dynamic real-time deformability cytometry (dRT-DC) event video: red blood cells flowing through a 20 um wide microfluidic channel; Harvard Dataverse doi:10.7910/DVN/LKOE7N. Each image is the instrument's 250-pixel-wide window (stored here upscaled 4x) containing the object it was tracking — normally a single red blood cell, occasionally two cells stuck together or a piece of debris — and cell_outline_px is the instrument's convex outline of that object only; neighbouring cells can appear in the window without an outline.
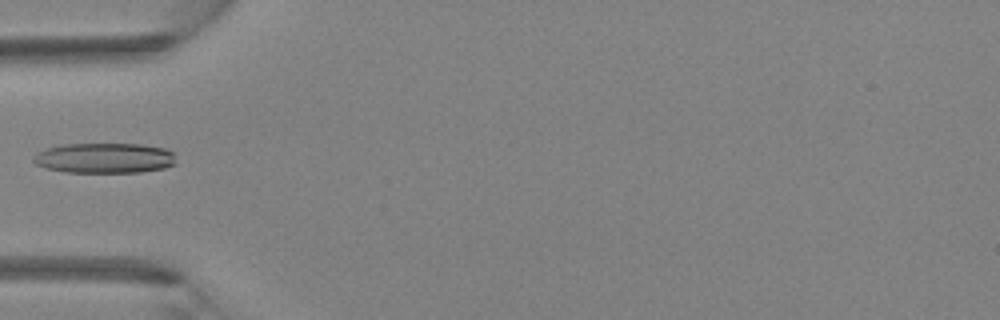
{"species": "Egyptian fruit bat (a non-hibernating species)", "species_latin": "Rousettus aegyptiacus", "temperature_condition": "room temperature", "stored_images_in_passage": 1, "camera_frame_rate_fps": 3000, "um_per_image_px": 0.085, "animal": {"sex": "female"}, "frame": {"image": 1, "passage_image": 1, "time_ms": 0.0, "image_size_px": [1000, 320], "cell_outline_px": [[176, 164], [164, 168], [140, 172], [64, 172], [44, 168], [36, 164], [32, 160], [40, 152], [52, 144], [140, 144], [164, 148], [176, 152]], "centroid_in_image_um": [8.91, 13.43], "position_along_channel_um": 76.1, "area_um2": 25.43}}